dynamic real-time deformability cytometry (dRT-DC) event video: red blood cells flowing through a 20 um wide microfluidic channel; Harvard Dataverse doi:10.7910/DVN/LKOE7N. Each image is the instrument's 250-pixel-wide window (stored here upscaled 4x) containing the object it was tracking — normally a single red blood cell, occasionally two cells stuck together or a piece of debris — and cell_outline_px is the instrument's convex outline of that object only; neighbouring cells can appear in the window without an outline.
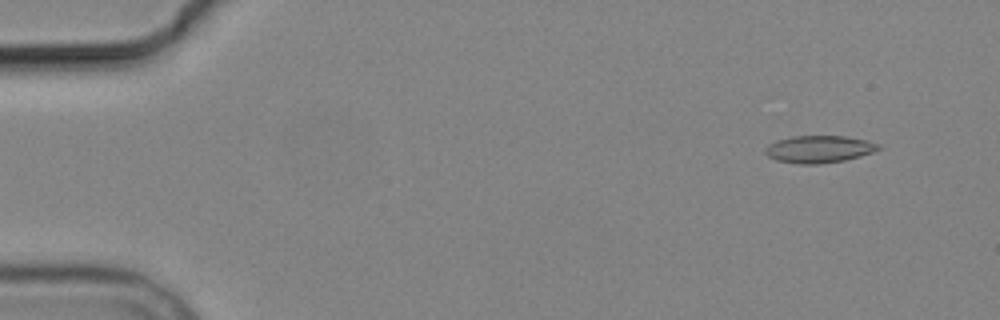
{"species": "common noctule bat (a hibernating species)", "species_latin": "Nyctalus noctula", "temperature_condition": "cold", "stored_images_in_passage": 7, "camera_frame_rate_fps": 3000, "um_per_image_px": 0.085, "animal": {"sex": "male", "body_mass_g": 19.2, "forearm_length_mm": 51.8}, "frame": {"image": 1, "passage_image": 2, "time_ms": 1.333, "image_size_px": [1000, 320], "cell_outline_px": [[884, 148], [860, 156], [844, 160], [820, 164], [796, 164], [776, 160], [768, 156], [764, 152], [764, 148], [768, 144], [776, 140], [792, 136], [844, 136], [864, 140], [880, 144]], "centroid_in_image_um": [69.59, 12.68], "position_along_channel_um": 15.4, "area_um2": 18.09}}